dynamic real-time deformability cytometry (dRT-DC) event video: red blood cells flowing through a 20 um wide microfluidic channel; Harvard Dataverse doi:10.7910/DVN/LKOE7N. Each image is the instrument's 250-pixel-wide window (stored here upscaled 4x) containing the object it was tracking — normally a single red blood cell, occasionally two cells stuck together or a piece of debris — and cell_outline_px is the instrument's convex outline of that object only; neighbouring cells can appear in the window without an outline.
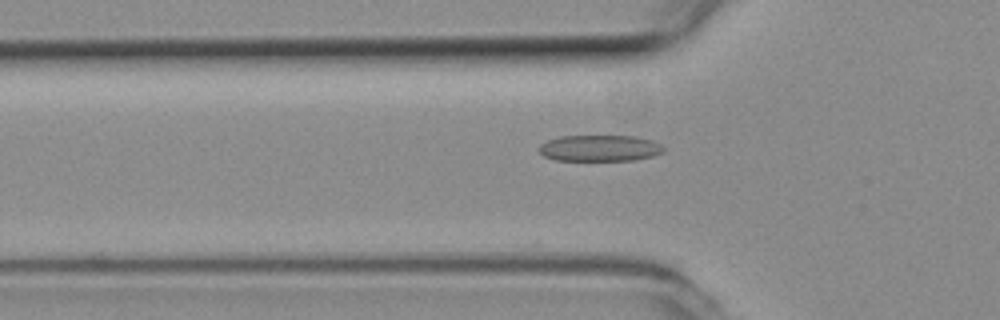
{"species": "common noctule bat (a hibernating species)", "species_latin": "Nyctalus noctula", "temperature_condition": "room temperature", "stored_images_in_passage": 39, "camera_frame_rate_fps": 3000, "um_per_image_px": 0.085, "animal": {"sex": "female", "body_mass_g": 19.3, "forearm_length_mm": 54.1}, "frame": {"image": 1, "passage_image": 2, "time_ms": 0.333, "image_size_px": [1000, 320], "cell_outline_px": [[664, 152], [652, 156], [636, 160], [556, 160], [544, 156], [540, 152], [540, 144], [548, 140], [560, 136], [636, 136], [652, 140], [660, 144], [664, 148]], "centroid_in_image_um": [51.0, 12.59], "position_along_channel_um": 74.8, "area_um2": 19.02}}
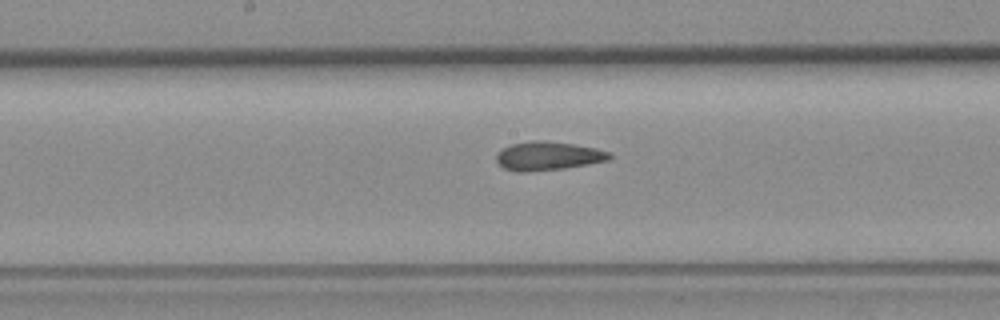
{"frame": {"image": 2, "passage_image": 12, "time_ms": 3.667, "image_size_px": [1000, 320], "cell_outline_px": [[612, 156], [608, 160], [588, 164], [564, 168], [524, 172], [516, 172], [504, 168], [496, 160], [496, 156], [504, 148], [512, 144], [532, 140], [536, 140], [572, 144], [596, 148], [608, 152]], "centroid_in_image_um": [46.57, 13.26], "position_along_channel_um": 201.6, "area_um2": 18.55}}
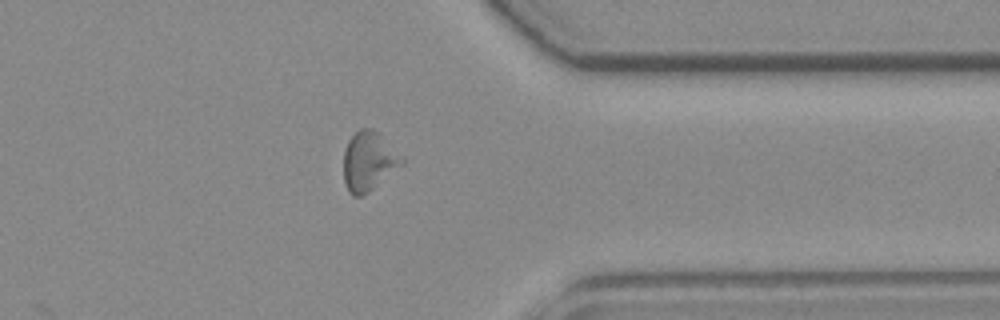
{"frame": {"image": 3, "passage_image": 27, "time_ms": 8.667, "image_size_px": [1000, 320], "cell_outline_px": [[404, 164], [368, 192], [360, 196], [352, 196], [348, 192], [344, 180], [344, 152], [348, 140], [360, 128], [372, 128], [404, 160]], "centroid_in_image_um": [31.3, 13.74], "position_along_channel_um": 380.1, "area_um2": 19.59}, "authors_computed_cell_mechanics": {"area_um2": 18.5538, "velocity_mm_per_s": 3.7793, "shape_relaxation_time_tau1_ms": null, "shape_relaxation_time_tau2_ms": 4.3999, "deformation_change_tau1": null, "deformation_change_tau2": 0.1394}}